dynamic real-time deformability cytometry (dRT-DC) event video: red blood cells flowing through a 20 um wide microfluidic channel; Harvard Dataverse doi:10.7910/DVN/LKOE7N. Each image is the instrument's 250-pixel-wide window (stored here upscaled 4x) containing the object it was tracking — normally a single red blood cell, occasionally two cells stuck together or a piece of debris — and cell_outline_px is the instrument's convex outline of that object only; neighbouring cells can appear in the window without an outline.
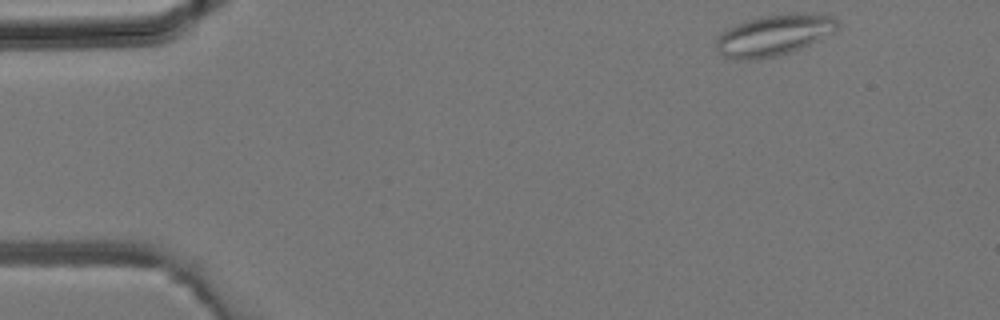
{"species": "common noctule bat (a hibernating species)", "species_latin": "Nyctalus noctula", "temperature_condition": "room temperature", "stored_images_in_passage": 3, "camera_frame_rate_fps": 3000, "um_per_image_px": 0.085, "animal": {"sex": "male", "body_mass_g": 19.2, "forearm_length_mm": 51.8}, "frame": {"image": 1, "passage_image": 1, "time_ms": 0.0, "image_size_px": [1000, 320], "cell_outline_px": [[840, 28], [836, 32], [792, 52], [780, 56], [756, 60], [740, 60], [724, 56], [716, 48], [716, 36], [728, 28], [736, 24], [760, 16], [788, 12], [812, 12], [832, 16], [840, 24]], "centroid_in_image_um": [65.84, 2.97], "position_along_channel_um": 19.2, "area_um2": 29.77}}